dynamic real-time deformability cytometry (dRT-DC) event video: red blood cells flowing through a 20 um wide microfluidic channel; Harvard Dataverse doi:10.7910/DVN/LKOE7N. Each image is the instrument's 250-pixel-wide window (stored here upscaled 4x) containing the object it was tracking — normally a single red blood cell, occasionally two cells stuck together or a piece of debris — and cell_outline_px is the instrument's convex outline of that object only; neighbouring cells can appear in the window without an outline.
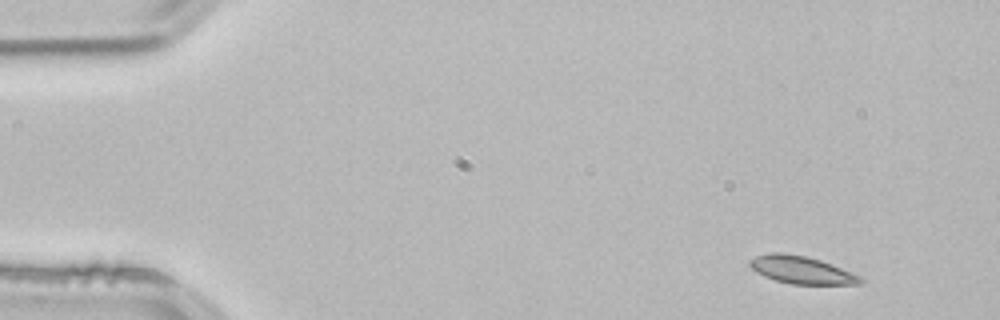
{"species": "common noctule bat (a hibernating species)", "species_latin": "Nyctalus noctula", "temperature_condition": "room temperature", "stored_images_in_passage": 3, "camera_frame_rate_fps": 3000, "um_per_image_px": 0.085, "animal": {"sex": "male", "body_mass_g": 21.5, "forearm_length_mm": 52.0}, "frame": {"image": 1, "passage_image": 1, "time_ms": 0.0, "image_size_px": [1000, 320], "cell_outline_px": [[868, 280], [860, 284], [792, 284], [776, 280], [764, 276], [756, 272], [748, 264], [748, 260], [756, 256], [768, 252], [784, 252], [804, 256], [820, 260], [832, 264], [860, 276]], "centroid_in_image_um": [68.12, 22.94], "position_along_channel_um": 16.9, "area_um2": 17.86}}
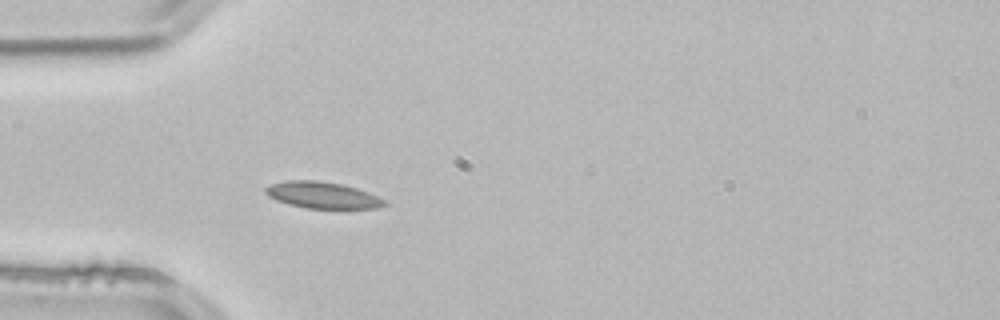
{"frame": {"image": 2, "passage_image": 3, "time_ms": 0.667, "image_size_px": [1000, 320], "cell_outline_px": [[388, 204], [380, 208], [304, 208], [288, 204], [276, 200], [268, 196], [264, 192], [264, 188], [272, 184], [284, 180], [316, 180], [344, 184], [368, 192], [384, 200]], "centroid_in_image_um": [27.38, 16.58], "position_along_channel_um": 57.6, "area_um2": 18.44}}